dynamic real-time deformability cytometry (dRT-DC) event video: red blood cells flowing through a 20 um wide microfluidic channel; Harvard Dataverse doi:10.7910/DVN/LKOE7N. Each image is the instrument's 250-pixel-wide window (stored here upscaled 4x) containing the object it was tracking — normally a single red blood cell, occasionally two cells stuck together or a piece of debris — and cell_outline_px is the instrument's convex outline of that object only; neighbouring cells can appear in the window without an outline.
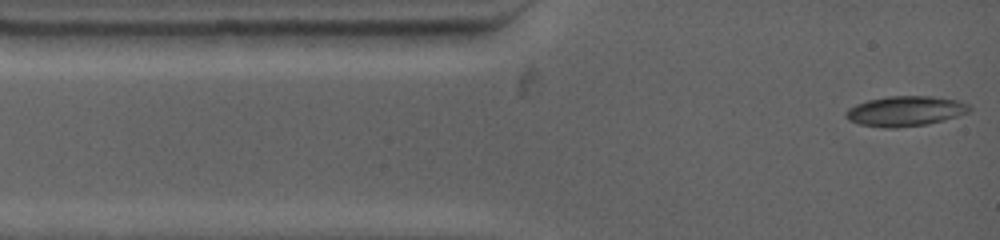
{"species": "common noctule bat (a hibernating species)", "species_latin": "Nyctalus noctula", "temperature_condition": "warm", "stored_images_in_passage": 35, "camera_frame_rate_fps": 4500, "um_per_image_px": 0.085, "animal": {"sex": "female", "body_mass_g": 19.0, "forearm_length_mm": 53.3}, "frame": {"image": 1, "passage_image": 1, "time_ms": 0.0, "image_size_px": [1000, 240], "cell_outline_px": [[972, 108], [968, 112], [944, 120], [928, 124], [896, 128], [884, 128], [860, 124], [848, 120], [844, 116], [844, 112], [848, 108], [856, 104], [868, 100], [888, 96], [932, 96], [956, 100], [968, 104]], "centroid_in_image_um": [76.92, 9.45], "position_along_channel_um": 8.1, "area_um2": 21.73}}
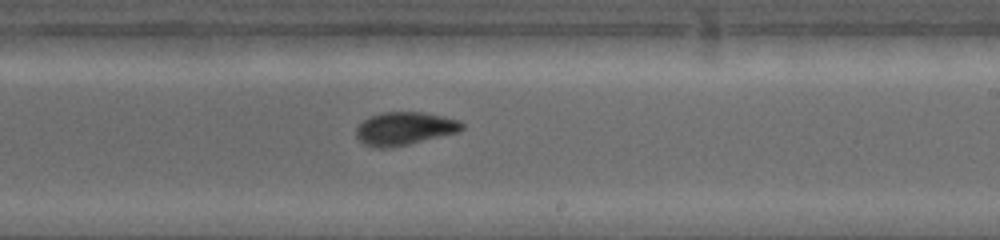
{"frame": {"image": 2, "passage_image": 16, "time_ms": 7.556, "image_size_px": [1000, 240], "cell_outline_px": [[464, 128], [456, 132], [392, 148], [376, 148], [364, 144], [356, 136], [356, 128], [364, 120], [372, 116], [384, 112], [424, 112], [444, 116], [460, 120], [464, 124]], "centroid_in_image_um": [34.39, 10.92], "position_along_channel_um": 254.6, "area_um2": 20.23}}
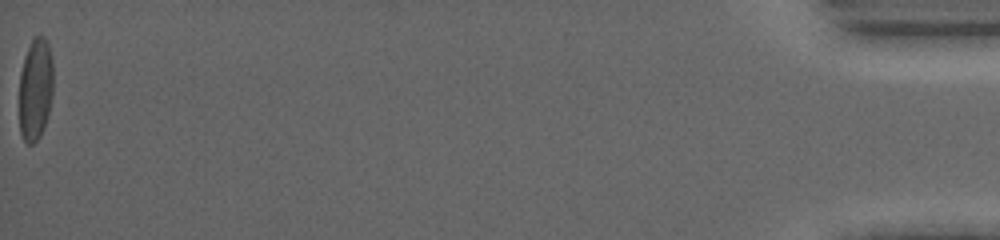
{"frame": {"image": 3, "passage_image": 35, "time_ms": 16.889, "image_size_px": [1000, 240], "cell_outline_px": [[52, 96], [44, 128], [40, 136], [32, 144], [28, 144], [20, 136], [20, 72], [24, 56], [32, 40], [36, 36], [44, 36], [48, 44], [52, 60]], "centroid_in_image_um": [3.01, 7.59], "position_along_channel_um": 432.2, "area_um2": 20.17}, "authors_computed_cell_mechanics": {"area_um2": 20.23, "velocity_mm_per_s": 3.7809, "shape_relaxation_time_tau1_ms": 3.2421, "shape_relaxation_time_tau2_ms": 3.0701, "deformation_change_tau1": 0.1067, "deformation_change_tau2": 0.0621}}